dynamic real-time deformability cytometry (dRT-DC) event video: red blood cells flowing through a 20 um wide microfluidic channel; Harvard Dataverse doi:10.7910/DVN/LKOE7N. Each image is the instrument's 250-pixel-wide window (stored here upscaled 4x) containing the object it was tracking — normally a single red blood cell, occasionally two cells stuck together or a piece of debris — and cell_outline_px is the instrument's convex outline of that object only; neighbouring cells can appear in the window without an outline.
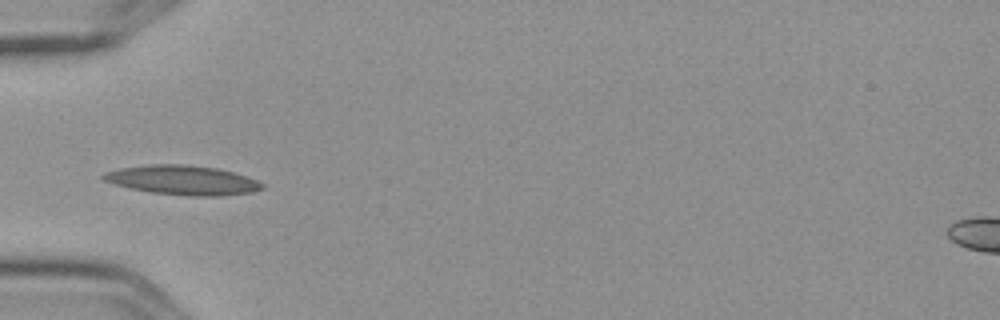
{"species": "Egyptian fruit bat (a non-hibernating species)", "species_latin": "Rousettus aegyptiacus", "temperature_condition": "cold", "stored_images_in_passage": 10, "camera_frame_rate_fps": 3000, "um_per_image_px": 0.085, "frame": {"image": 1, "passage_image": 6, "time_ms": 1.667, "image_size_px": [1000, 320], "cell_outline_px": [[264, 188], [252, 192], [220, 196], [188, 196], [152, 192], [128, 188], [100, 180], [100, 176], [104, 172], [120, 168], [148, 164], [188, 164], [216, 168], [232, 172], [256, 180], [264, 184]], "centroid_in_image_um": [15.46, 15.31], "position_along_channel_um": 69.5, "area_um2": 27.34}}
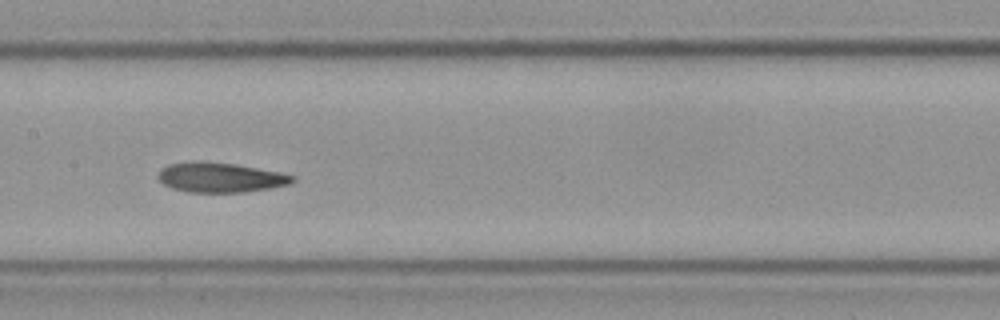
{"frame": {"image": 2, "passage_image": 9, "time_ms": 2.667, "image_size_px": [1000, 320], "cell_outline_px": [[296, 180], [292, 184], [272, 188], [244, 192], [188, 192], [172, 188], [164, 184], [156, 176], [160, 168], [168, 164], [232, 164], [276, 172], [296, 176]], "centroid_in_image_um": [18.77, 15.14], "position_along_channel_um": 188.6, "area_um2": 22.43}}
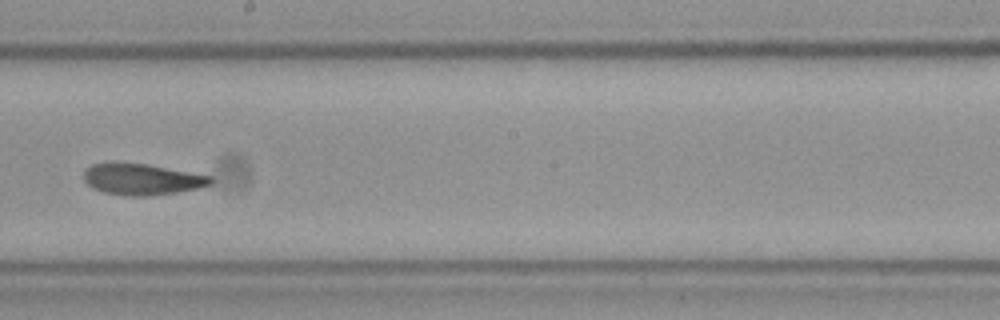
{"frame": {"image": 3, "passage_image": 10, "time_ms": 3.0, "image_size_px": [1000, 320], "cell_outline_px": [[216, 180], [212, 184], [200, 188], [176, 192], [148, 196], [128, 196], [104, 192], [92, 188], [84, 180], [84, 172], [92, 164], [148, 164], [212, 176]], "centroid_in_image_um": [12.14, 15.26], "position_along_channel_um": 236.1, "area_um2": 22.83}}